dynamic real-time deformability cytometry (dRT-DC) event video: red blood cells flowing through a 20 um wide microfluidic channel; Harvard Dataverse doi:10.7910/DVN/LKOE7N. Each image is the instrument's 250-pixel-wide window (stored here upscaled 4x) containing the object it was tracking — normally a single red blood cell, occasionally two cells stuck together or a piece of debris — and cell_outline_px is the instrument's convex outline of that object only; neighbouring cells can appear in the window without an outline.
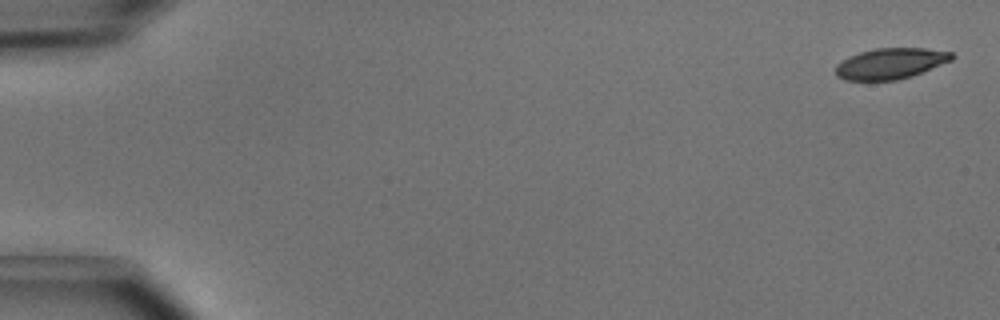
{"species": "common noctule bat (a hibernating species)", "species_latin": "Nyctalus noctula", "temperature_condition": "cold", "stored_images_in_passage": 6, "camera_frame_rate_fps": 3000, "um_per_image_px": 0.085, "animal": {"sex": "male", "body_mass_g": 15.6}, "frame": {"image": 1, "passage_image": 1, "time_ms": 0.0, "image_size_px": [1000, 320], "cell_outline_px": [[956, 56], [952, 60], [912, 76], [896, 80], [844, 80], [836, 76], [836, 64], [840, 60], [848, 56], [860, 52], [876, 48], [924, 48], [952, 52]], "centroid_in_image_um": [75.68, 5.39], "position_along_channel_um": 9.3, "area_um2": 20.98}}
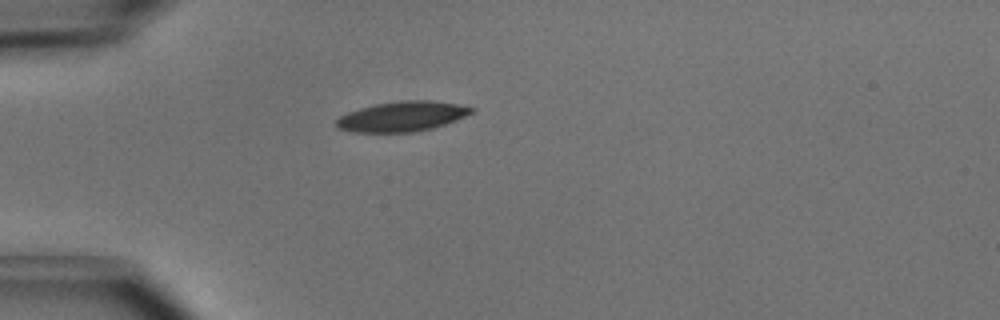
{"frame": {"image": 2, "passage_image": 4, "time_ms": 1.0, "image_size_px": [1000, 320], "cell_outline_px": [[476, 108], [472, 112], [456, 120], [432, 128], [412, 132], [352, 132], [340, 128], [336, 124], [336, 120], [340, 116], [348, 112], [360, 108], [376, 104], [400, 100], [432, 100], [460, 104]], "centroid_in_image_um": [34.2, 9.88], "position_along_channel_um": 50.8, "area_um2": 23.52}}